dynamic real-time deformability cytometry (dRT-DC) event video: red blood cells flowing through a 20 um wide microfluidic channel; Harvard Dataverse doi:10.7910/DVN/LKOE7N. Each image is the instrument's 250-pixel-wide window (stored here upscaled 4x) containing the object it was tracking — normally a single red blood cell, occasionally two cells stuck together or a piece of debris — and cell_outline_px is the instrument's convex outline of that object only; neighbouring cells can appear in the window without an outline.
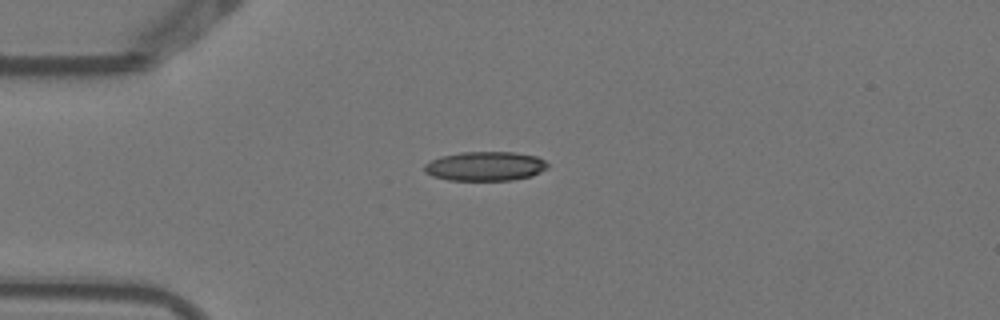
{"species": "Egyptian fruit bat (a non-hibernating species)", "species_latin": "Rousettus aegyptiacus", "temperature_condition": "warm", "stored_images_in_passage": 4, "camera_frame_rate_fps": 3000, "um_per_image_px": 0.085, "animal": {"sex": "female"}, "frame": {"image": 1, "passage_image": 4, "time_ms": 1.0, "image_size_px": [1000, 320], "cell_outline_px": [[548, 168], [532, 176], [512, 180], [448, 180], [432, 176], [424, 172], [424, 164], [440, 156], [460, 152], [512, 152], [536, 156], [544, 160], [548, 164]], "centroid_in_image_um": [41.23, 14.13], "position_along_channel_um": 43.8, "area_um2": 21.1}}